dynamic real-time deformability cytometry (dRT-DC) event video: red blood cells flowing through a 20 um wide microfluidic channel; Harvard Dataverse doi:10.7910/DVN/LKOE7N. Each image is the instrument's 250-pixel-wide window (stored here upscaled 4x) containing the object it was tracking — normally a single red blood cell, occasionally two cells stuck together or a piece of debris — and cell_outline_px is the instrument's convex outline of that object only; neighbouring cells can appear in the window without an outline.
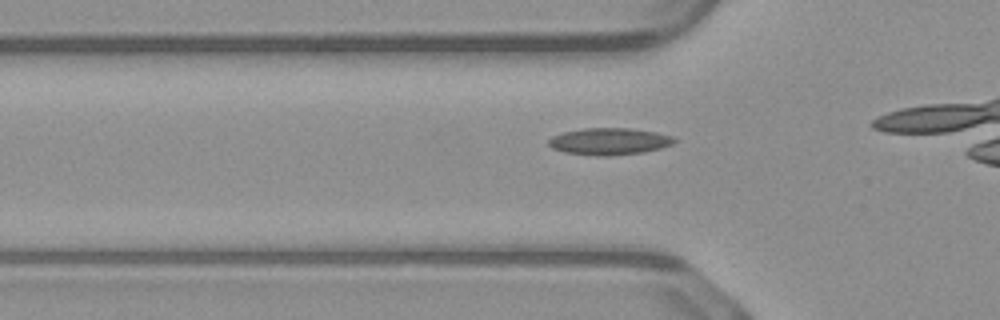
{"species": "common noctule bat (a hibernating species)", "species_latin": "Nyctalus noctula", "temperature_condition": "warm", "stored_images_in_passage": 12, "camera_frame_rate_fps": 3000, "um_per_image_px": 0.085, "animal": {"sex": "male", "body_mass_g": 23.1, "forearm_length_mm": 52.7}, "frame": {"image": 1, "passage_image": 7, "time_ms": 2.0, "image_size_px": [1000, 320], "cell_outline_px": [[676, 140], [672, 144], [660, 148], [644, 152], [612, 156], [596, 156], [564, 152], [552, 148], [548, 144], [548, 140], [552, 136], [564, 132], [584, 128], [628, 128], [656, 132], [672, 136]], "centroid_in_image_um": [51.77, 12.02], "position_along_channel_um": 74.0, "area_um2": 19.71}}
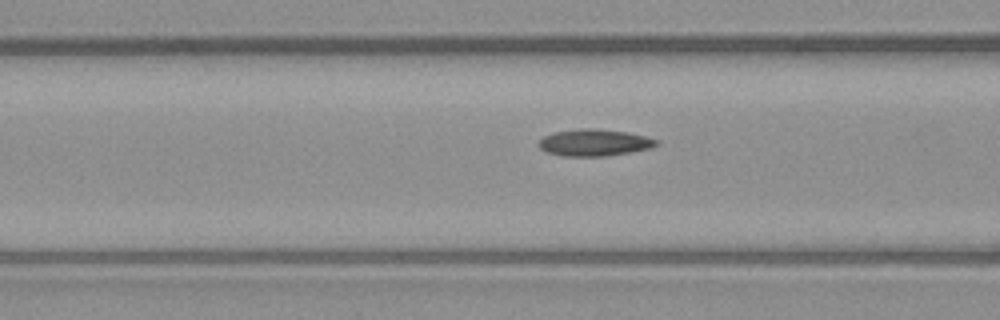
{"frame": {"image": 2, "passage_image": 10, "time_ms": 3.0, "image_size_px": [1000, 320], "cell_outline_px": [[660, 144], [652, 148], [632, 152], [604, 156], [564, 156], [548, 152], [540, 148], [536, 144], [544, 136], [552, 132], [580, 128], [596, 128], [628, 132], [660, 140]], "centroid_in_image_um": [50.55, 12.11], "position_along_channel_um": 116.1, "area_um2": 18.61}}